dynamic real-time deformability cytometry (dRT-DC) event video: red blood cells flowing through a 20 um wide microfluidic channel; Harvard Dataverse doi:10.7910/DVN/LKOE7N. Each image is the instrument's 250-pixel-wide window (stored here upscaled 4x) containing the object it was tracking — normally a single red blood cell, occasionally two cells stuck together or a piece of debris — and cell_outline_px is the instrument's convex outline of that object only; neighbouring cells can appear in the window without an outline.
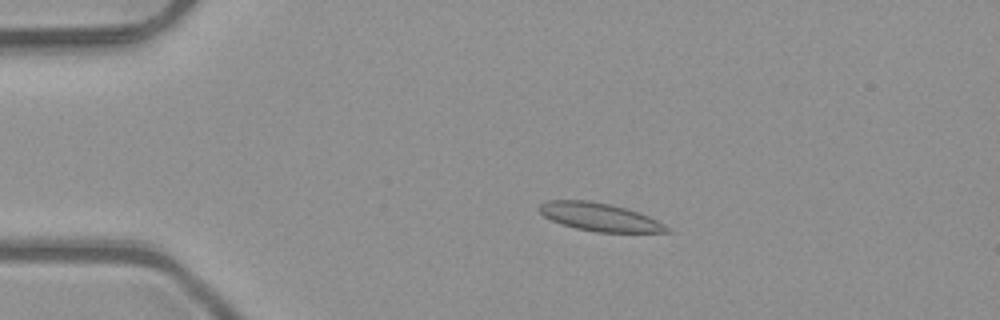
{"species": "common noctule bat (a hibernating species)", "species_latin": "Nyctalus noctula", "temperature_condition": "room temperature", "stored_images_in_passage": 5, "camera_frame_rate_fps": 3000, "um_per_image_px": 0.085, "animal": {"sex": "male", "body_mass_g": 23.1, "forearm_length_mm": 52.7}, "frame": {"image": 1, "passage_image": 3, "time_ms": 0.667, "image_size_px": [1000, 320], "cell_outline_px": [[672, 232], [596, 232], [576, 228], [552, 220], [544, 216], [536, 208], [540, 204], [548, 200], [588, 200], [612, 204], [640, 212], [672, 228]], "centroid_in_image_um": [50.99, 18.44], "position_along_channel_um": 34.0, "area_um2": 20.92}}